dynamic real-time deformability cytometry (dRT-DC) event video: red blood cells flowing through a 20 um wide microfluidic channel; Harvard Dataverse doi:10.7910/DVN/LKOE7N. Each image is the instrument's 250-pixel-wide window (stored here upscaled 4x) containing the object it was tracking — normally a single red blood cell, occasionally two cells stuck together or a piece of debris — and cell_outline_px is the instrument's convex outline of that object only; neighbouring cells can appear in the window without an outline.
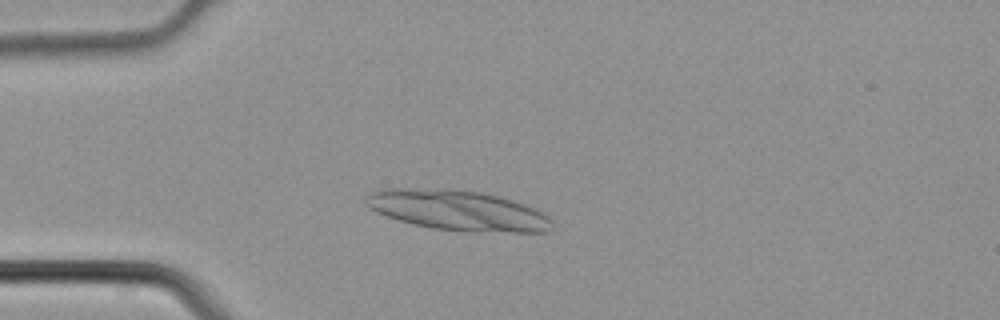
{"species": "common noctule bat (a hibernating species)", "species_latin": "Nyctalus noctula", "temperature_condition": "cold", "stored_images_in_passage": 23, "camera_frame_rate_fps": 3000, "um_per_image_px": 0.085, "animal": {"sex": "male", "body_mass_g": 21.5, "forearm_length_mm": 52.0}, "frame": {"image": 1, "passage_image": 10, "time_ms": 3.0, "image_size_px": [1000, 320], "cell_outline_px": [[548, 232], [476, 232], [432, 228], [400, 220], [376, 212], [368, 208], [364, 204], [364, 200], [372, 192], [384, 188], [408, 188], [480, 192], [512, 200], [536, 208], [548, 216]], "centroid_in_image_um": [38.87, 17.89], "position_along_channel_um": 46.1, "area_um2": 42.83}}